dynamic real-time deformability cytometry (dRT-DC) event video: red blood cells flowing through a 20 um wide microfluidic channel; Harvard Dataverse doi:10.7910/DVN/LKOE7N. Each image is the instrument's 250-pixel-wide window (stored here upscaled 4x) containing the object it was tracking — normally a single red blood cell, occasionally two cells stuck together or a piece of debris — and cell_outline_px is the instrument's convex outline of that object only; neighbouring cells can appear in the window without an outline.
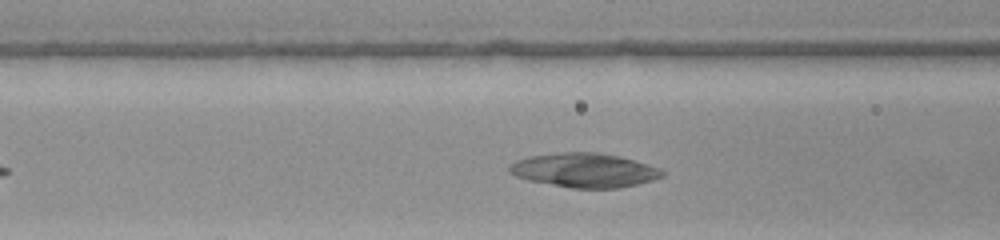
{"species": "common noctule bat (a hibernating species)", "species_latin": "Nyctalus noctula", "temperature_condition": "warm", "stored_images_in_passage": 33, "camera_frame_rate_fps": 3000, "um_per_image_px": 0.085, "animal": {"sex": "female", "body_mass_g": 22.0, "forearm_length_mm": 56.7}, "frame": {"image": 1, "passage_image": 12, "time_ms": 3.667, "image_size_px": [1000, 240], "cell_outline_px": [[668, 172], [664, 176], [652, 180], [620, 188], [572, 188], [528, 180], [516, 176], [508, 172], [508, 164], [516, 160], [528, 156], [556, 152], [596, 152], [620, 156], [664, 168]], "centroid_in_image_um": [49.7, 14.46], "position_along_channel_um": 116.9, "area_um2": 30.92}}
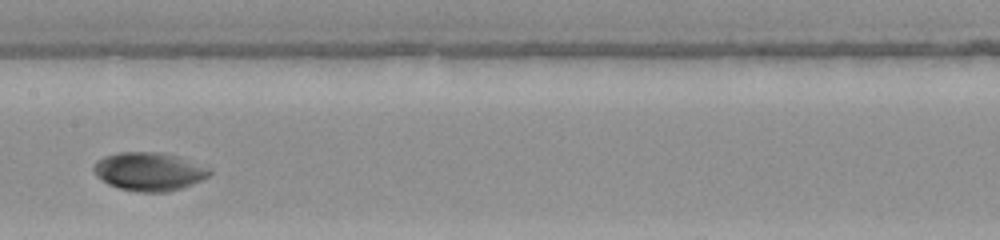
{"frame": {"image": 2, "passage_image": 18, "time_ms": 5.667, "image_size_px": [1000, 240], "cell_outline_px": [[212, 172], [208, 176], [192, 184], [168, 192], [136, 192], [116, 188], [108, 184], [96, 176], [92, 168], [96, 160], [104, 156], [120, 152], [156, 152], [176, 156], [212, 168]], "centroid_in_image_um": [12.64, 14.59], "position_along_channel_um": 194.8, "area_um2": 26.01}}
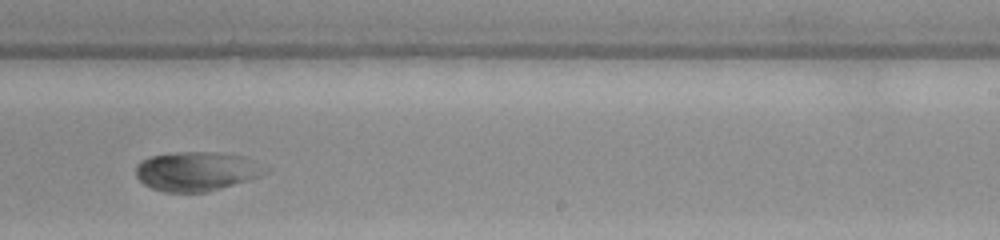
{"frame": {"image": 3, "passage_image": 24, "time_ms": 7.667, "image_size_px": [1000, 240], "cell_outline_px": [[268, 172], [260, 176], [248, 180], [208, 192], [164, 192], [152, 188], [144, 184], [136, 176], [136, 164], [140, 160], [152, 156], [172, 152], [216, 152], [240, 156]], "centroid_in_image_um": [16.59, 14.57], "position_along_channel_um": 272.4, "area_um2": 29.07}}